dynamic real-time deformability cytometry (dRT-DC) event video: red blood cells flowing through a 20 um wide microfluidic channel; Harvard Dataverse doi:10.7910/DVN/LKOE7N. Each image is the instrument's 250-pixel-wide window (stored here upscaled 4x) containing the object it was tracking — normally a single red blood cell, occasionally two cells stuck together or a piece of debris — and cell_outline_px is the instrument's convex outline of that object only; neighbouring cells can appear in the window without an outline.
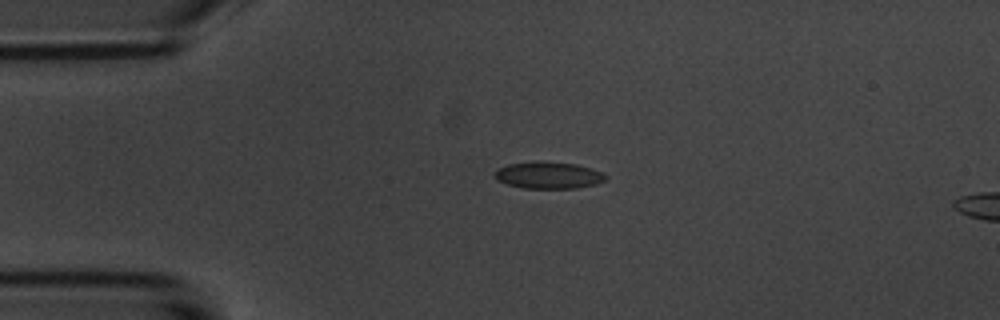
{"species": "common noctule bat (a hibernating species)", "species_latin": "Nyctalus noctula", "temperature_condition": "room temperature", "stored_images_in_passage": 5, "camera_frame_rate_fps": 3000, "um_per_image_px": 0.085, "animal": {"sex": "male", "body_mass_g": 20.1, "forearm_length_mm": 53.5}, "frame": {"image": 1, "passage_image": 4, "time_ms": 3.333, "image_size_px": [1000, 320], "cell_outline_px": [[608, 176], [604, 180], [596, 184], [576, 188], [524, 188], [508, 184], [496, 180], [496, 168], [508, 164], [536, 160], [540, 160], [576, 164], [592, 168]], "centroid_in_image_um": [46.61, 14.87], "position_along_channel_um": 38.4, "area_um2": 17.46}}